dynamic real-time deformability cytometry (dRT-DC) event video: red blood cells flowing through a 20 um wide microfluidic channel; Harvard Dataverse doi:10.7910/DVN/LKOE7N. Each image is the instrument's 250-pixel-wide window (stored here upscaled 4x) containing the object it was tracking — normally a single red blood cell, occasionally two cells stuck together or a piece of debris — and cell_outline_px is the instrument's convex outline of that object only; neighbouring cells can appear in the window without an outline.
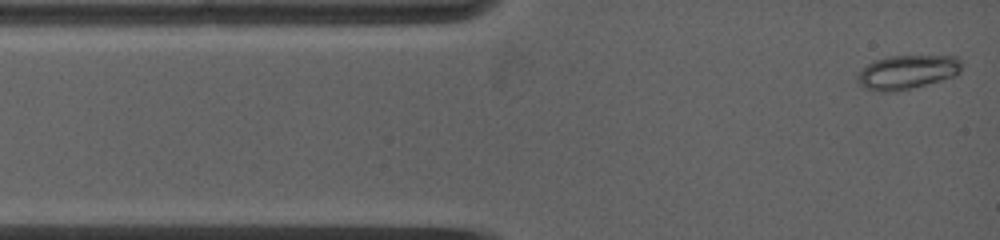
{"species": "common noctule bat (a hibernating species)", "species_latin": "Nyctalus noctula", "temperature_condition": "warm", "stored_images_in_passage": 10, "camera_frame_rate_fps": 5000, "um_per_image_px": 0.085, "animal": {"sex": "female", "body_mass_g": 19.0, "forearm_length_mm": 53.3}, "frame": {"image": 1, "passage_image": 1, "time_ms": 0.0, "image_size_px": [1000, 240], "cell_outline_px": [[960, 72], [956, 76], [896, 92], [880, 92], [864, 88], [856, 80], [856, 76], [868, 64], [876, 60], [888, 56], [956, 56], [960, 60]], "centroid_in_image_um": [77.1, 6.14], "position_along_channel_um": 7.9, "area_um2": 20.58}}
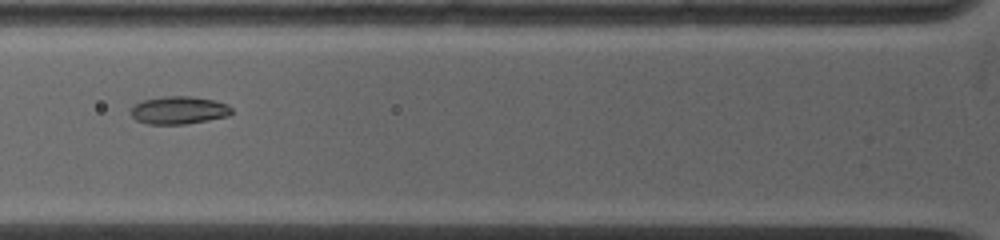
{"frame": {"image": 2, "passage_image": 7, "time_ms": 3.8, "image_size_px": [1000, 240], "cell_outline_px": [[232, 112], [228, 116], [208, 120], [184, 124], [148, 124], [136, 120], [132, 116], [132, 108], [136, 104], [144, 100], [164, 96], [192, 96], [212, 100], [228, 104], [232, 108]], "centroid_in_image_um": [15.23, 9.37], "position_along_channel_um": 110.6, "area_um2": 16.18}}
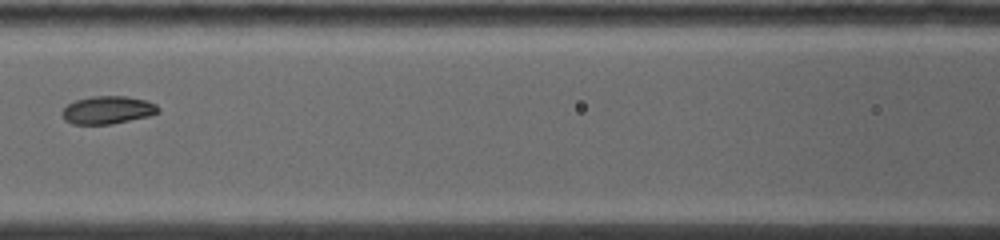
{"frame": {"image": 3, "passage_image": 9, "time_ms": 5.0, "image_size_px": [1000, 240], "cell_outline_px": [[160, 112], [148, 116], [112, 124], [72, 124], [64, 120], [60, 112], [68, 104], [76, 100], [92, 96], [124, 96], [144, 100], [156, 104], [160, 108]], "centroid_in_image_um": [9.13, 9.35], "position_along_channel_um": 157.5, "area_um2": 15.61}}